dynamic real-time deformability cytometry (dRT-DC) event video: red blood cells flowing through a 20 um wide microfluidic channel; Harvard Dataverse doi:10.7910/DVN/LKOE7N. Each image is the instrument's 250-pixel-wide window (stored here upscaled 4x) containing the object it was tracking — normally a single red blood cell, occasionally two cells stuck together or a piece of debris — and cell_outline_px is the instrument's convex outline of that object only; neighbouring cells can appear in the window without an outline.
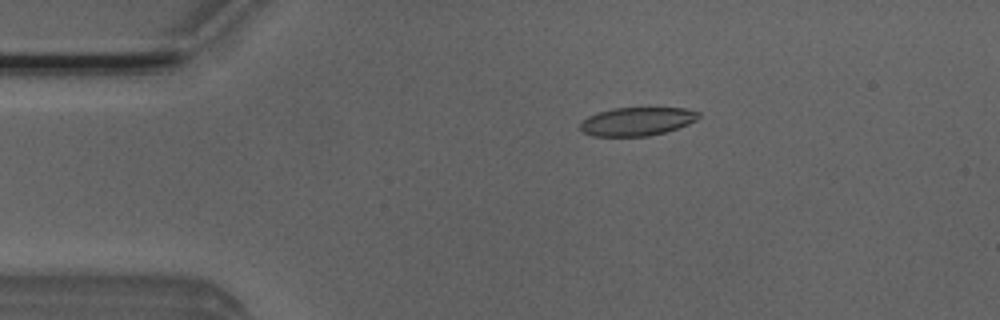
{"species": "Egyptian fruit bat (a non-hibernating species)", "species_latin": "Rousettus aegyptiacus", "temperature_condition": "room temperature", "stored_images_in_passage": 5, "camera_frame_rate_fps": 3000, "um_per_image_px": 0.085, "animal": {"sex": "male"}, "frame": {"image": 1, "passage_image": 3, "time_ms": 0.667, "image_size_px": [1000, 320], "cell_outline_px": [[700, 116], [696, 120], [688, 124], [664, 132], [648, 136], [592, 136], [584, 132], [580, 128], [580, 124], [588, 116], [596, 112], [612, 108], [688, 108], [700, 112]], "centroid_in_image_um": [54.15, 10.31], "position_along_channel_um": 30.9, "area_um2": 19.59}}